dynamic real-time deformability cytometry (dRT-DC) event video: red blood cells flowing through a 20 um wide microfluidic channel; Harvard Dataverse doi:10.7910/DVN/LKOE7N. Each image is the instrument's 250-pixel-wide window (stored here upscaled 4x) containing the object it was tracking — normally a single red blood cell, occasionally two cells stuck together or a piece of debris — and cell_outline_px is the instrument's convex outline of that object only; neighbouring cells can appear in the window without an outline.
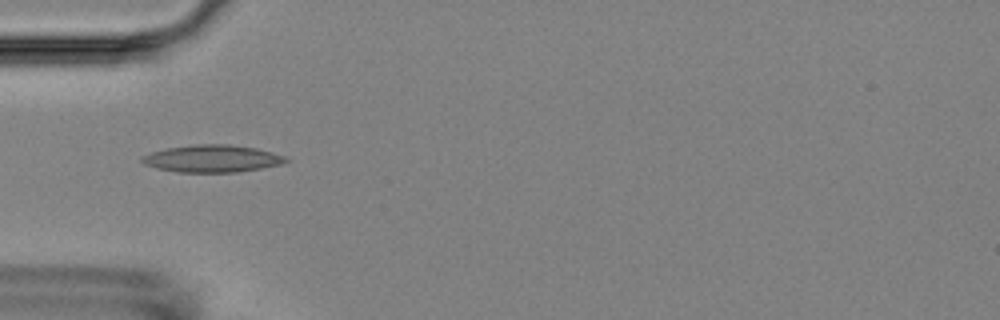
{"species": "Egyptian fruit bat (a non-hibernating species)", "species_latin": "Rousettus aegyptiacus", "temperature_condition": "room temperature", "stored_images_in_passage": 9, "camera_frame_rate_fps": 3000, "um_per_image_px": 0.085, "animal": {"sex": "female"}, "frame": {"image": 1, "passage_image": 3, "time_ms": 2.333, "image_size_px": [1000, 320], "cell_outline_px": [[292, 160], [280, 164], [260, 168], [236, 172], [176, 172], [156, 168], [144, 164], [140, 160], [140, 156], [152, 152], [168, 148], [192, 144], [228, 144], [256, 148], [284, 156]], "centroid_in_image_um": [18.0, 13.48], "position_along_channel_um": 67.0, "area_um2": 22.83}}
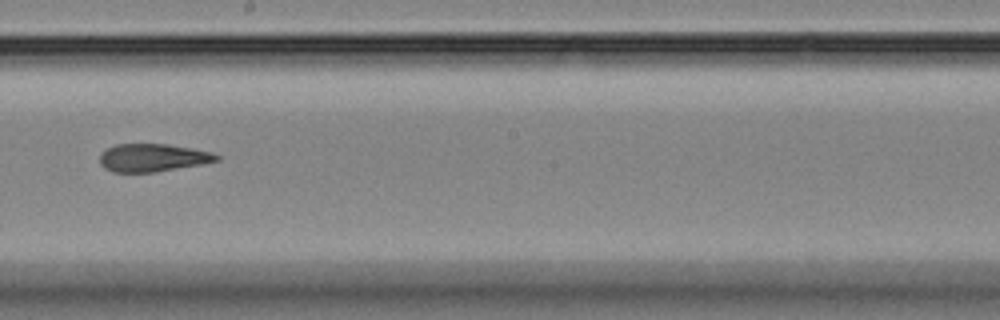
{"frame": {"image": 2, "passage_image": 7, "time_ms": 7.0, "image_size_px": [1000, 320], "cell_outline_px": [[220, 160], [204, 164], [156, 172], [112, 172], [104, 168], [100, 164], [100, 152], [116, 144], [168, 144], [192, 148], [212, 152], [220, 156]], "centroid_in_image_um": [13.0, 13.41], "position_along_channel_um": 235.2, "area_um2": 19.19}}
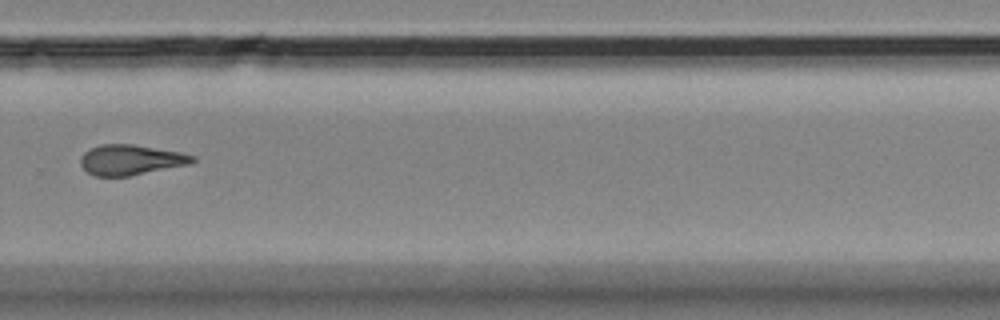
{"frame": {"image": 3, "passage_image": 9, "time_ms": 9.333, "image_size_px": [1000, 320], "cell_outline_px": [[196, 160], [192, 164], [128, 176], [96, 176], [88, 172], [80, 164], [80, 156], [84, 152], [100, 144], [132, 144], [180, 152], [196, 156]], "centroid_in_image_um": [11.14, 13.58], "position_along_channel_um": 318.7, "area_um2": 19.77}}